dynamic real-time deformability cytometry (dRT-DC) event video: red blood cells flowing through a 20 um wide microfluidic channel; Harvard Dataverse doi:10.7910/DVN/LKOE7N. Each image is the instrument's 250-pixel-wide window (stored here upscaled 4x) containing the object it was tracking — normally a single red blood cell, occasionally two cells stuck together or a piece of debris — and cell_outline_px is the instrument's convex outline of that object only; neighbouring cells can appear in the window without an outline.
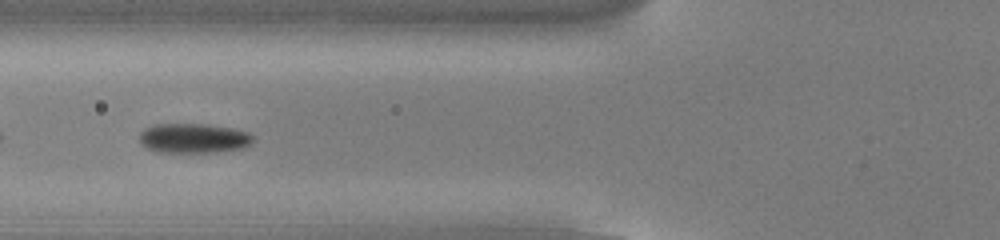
{"species": "common noctule bat (a hibernating species)", "species_latin": "Nyctalus noctula", "temperature_condition": "cold", "stored_images_in_passage": 26, "camera_frame_rate_fps": 3000, "um_per_image_px": 0.085, "animal": {"sex": "male", "body_mass_g": 13.0, "forearm_length_mm": 53.1}, "frame": {"image": 1, "passage_image": 15, "time_ms": 4.667, "image_size_px": [1000, 240], "cell_outline_px": [[252, 140], [248, 144], [240, 148], [216, 152], [156, 152], [140, 144], [140, 132], [144, 128], [152, 124], [208, 124], [232, 128], [248, 132], [252, 136]], "centroid_in_image_um": [16.39, 11.74], "position_along_channel_um": 109.4, "area_um2": 19.59}}